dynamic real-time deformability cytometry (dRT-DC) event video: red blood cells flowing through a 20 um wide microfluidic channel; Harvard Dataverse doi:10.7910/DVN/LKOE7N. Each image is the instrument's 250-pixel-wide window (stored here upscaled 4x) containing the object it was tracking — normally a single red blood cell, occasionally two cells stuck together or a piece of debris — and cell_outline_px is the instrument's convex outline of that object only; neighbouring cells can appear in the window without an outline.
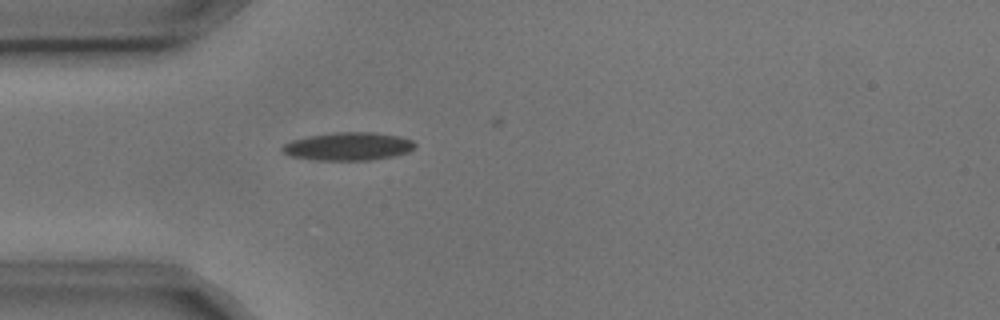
{"species": "common noctule bat (a hibernating species)", "species_latin": "Nyctalus noctula", "temperature_condition": "cold", "stored_images_in_passage": 1, "camera_frame_rate_fps": 3000, "um_per_image_px": 0.085, "animal": {"sex": "male", "body_mass_g": 17.9, "forearm_length_mm": 54.2}, "frame": {"image": 1, "passage_image": 1, "time_ms": 0.0, "image_size_px": [1000, 320], "cell_outline_px": [[416, 144], [408, 152], [392, 156], [372, 160], [312, 160], [292, 156], [280, 152], [280, 148], [284, 144], [292, 140], [308, 136], [336, 132], [376, 132], [400, 136], [412, 140]], "centroid_in_image_um": [29.57, 12.44], "position_along_channel_um": 55.4, "area_um2": 21.79}}